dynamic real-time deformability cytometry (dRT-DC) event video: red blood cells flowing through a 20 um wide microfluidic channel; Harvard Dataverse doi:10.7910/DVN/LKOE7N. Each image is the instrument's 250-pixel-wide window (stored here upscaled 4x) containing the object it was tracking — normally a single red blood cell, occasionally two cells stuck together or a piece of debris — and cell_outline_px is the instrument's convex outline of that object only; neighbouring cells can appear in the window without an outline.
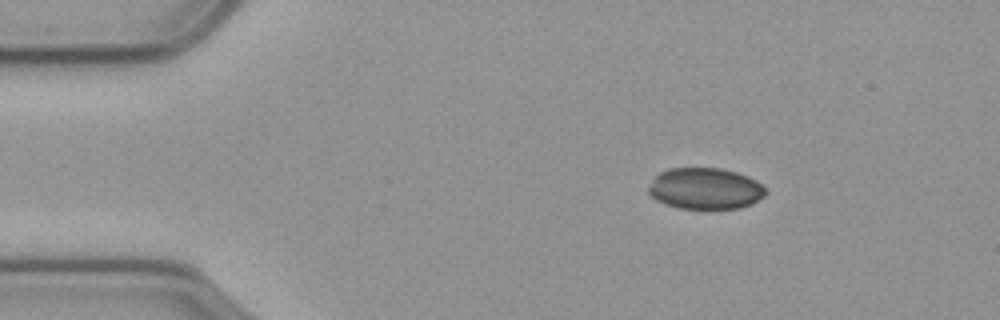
{"species": "common noctule bat (a hibernating species)", "species_latin": "Nyctalus noctula", "temperature_condition": "cold", "stored_images_in_passage": 49, "camera_frame_rate_fps": 3000, "um_per_image_px": 0.085, "animal": {"sex": "male", "body_mass_g": 23.1, "forearm_length_mm": 52.7}, "frame": {"image": 1, "passage_image": 1, "time_ms": 0.0, "image_size_px": [1000, 320], "cell_outline_px": [[768, 192], [764, 196], [752, 204], [740, 208], [680, 208], [664, 204], [656, 200], [648, 192], [648, 188], [656, 176], [660, 172], [668, 168], [720, 168], [736, 172], [748, 176], [756, 180]], "centroid_in_image_um": [59.95, 16.02], "position_along_channel_um": 25.0, "area_um2": 28.15}}
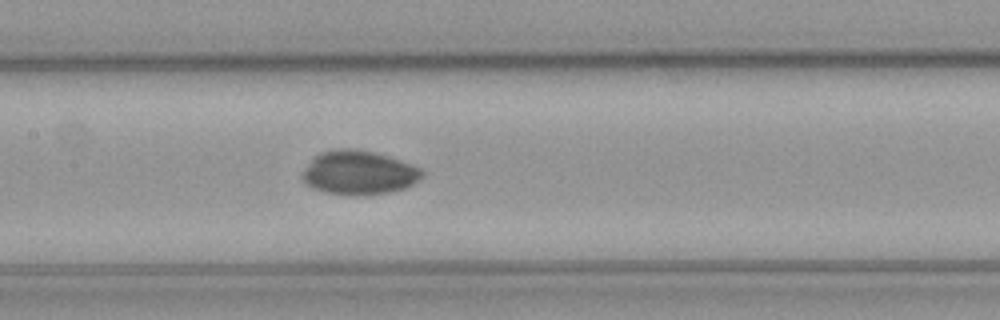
{"frame": {"image": 2, "passage_image": 19, "time_ms": 6.0, "image_size_px": [1000, 320], "cell_outline_px": [[424, 176], [420, 180], [404, 188], [388, 192], [364, 196], [360, 196], [324, 192], [312, 188], [304, 184], [304, 168], [320, 152], [340, 148], [356, 148], [388, 156], [424, 168]], "centroid_in_image_um": [30.54, 14.68], "position_along_channel_um": 176.9, "area_um2": 30.81}}
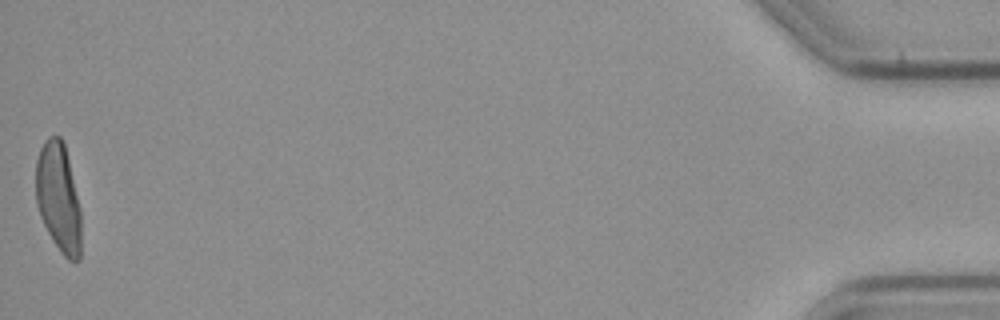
{"frame": {"image": 3, "passage_image": 49, "time_ms": 16.0, "image_size_px": [1000, 320], "cell_outline_px": [[80, 260], [68, 260], [60, 252], [52, 240], [40, 216], [36, 204], [36, 160], [40, 148], [44, 140], [48, 136], [60, 136], [64, 144], [80, 208]], "centroid_in_image_um": [4.95, 16.8], "position_along_channel_um": 430.3, "area_um2": 28.61}, "authors_computed_cell_mechanics": {"area_um2": 29.0734, "velocity_mm_per_s": 3.6026, "shape_relaxation_time_tau1_ms": 5.7437, "shape_relaxation_time_tau2_ms": 5.0958, "deformation_change_tau1": 0.1492, "deformation_change_tau2": 0.0746}}